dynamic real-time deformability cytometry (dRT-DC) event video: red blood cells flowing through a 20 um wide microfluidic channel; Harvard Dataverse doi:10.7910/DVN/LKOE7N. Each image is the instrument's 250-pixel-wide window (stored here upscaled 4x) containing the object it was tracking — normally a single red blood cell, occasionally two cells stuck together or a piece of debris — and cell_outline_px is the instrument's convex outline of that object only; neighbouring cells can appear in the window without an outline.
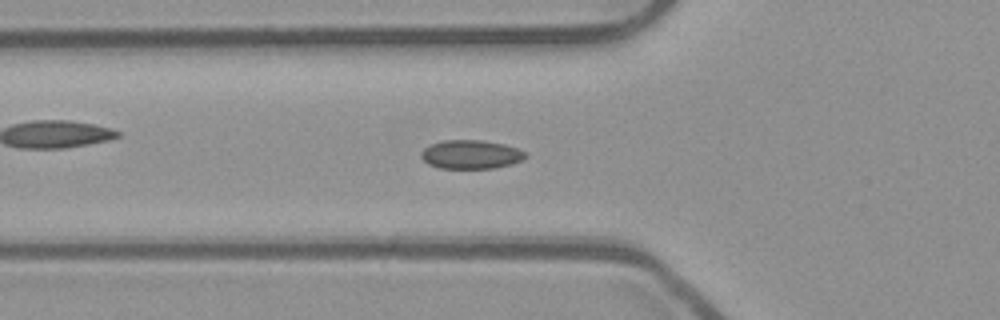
{"species": "common noctule bat (a hibernating species)", "species_latin": "Nyctalus noctula", "temperature_condition": "room temperature", "stored_images_in_passage": 37, "camera_frame_rate_fps": 3000, "um_per_image_px": 0.085, "animal": {"sex": "male", "body_mass_g": 23.1, "forearm_length_mm": 52.7}, "frame": {"image": 1, "passage_image": 11, "time_ms": 3.333, "image_size_px": [1000, 320], "cell_outline_px": [[528, 156], [512, 164], [492, 168], [440, 168], [428, 164], [420, 156], [420, 152], [424, 148], [432, 144], [444, 140], [480, 140], [504, 144], [516, 148], [524, 152]], "centroid_in_image_um": [40.0, 13.13], "position_along_channel_um": 85.8, "area_um2": 17.34}}
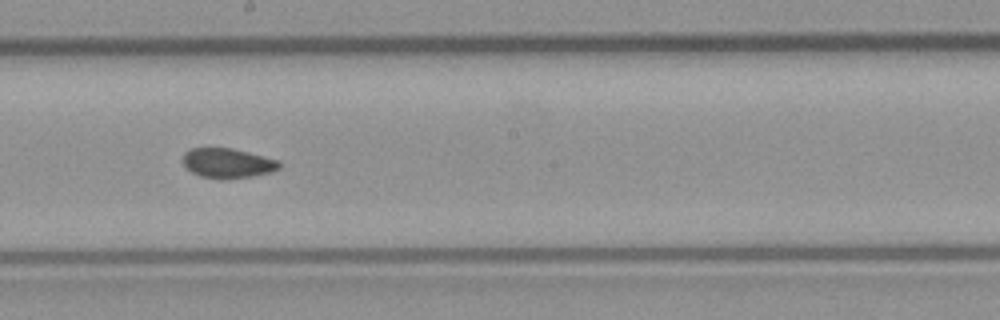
{"frame": {"image": 2, "passage_image": 22, "time_ms": 7.0, "image_size_px": [1000, 320], "cell_outline_px": [[280, 168], [272, 172], [252, 176], [220, 180], [200, 176], [192, 172], [180, 160], [184, 152], [192, 148], [232, 148], [280, 160]], "centroid_in_image_um": [19.34, 13.87], "position_along_channel_um": 228.9, "area_um2": 16.94}}
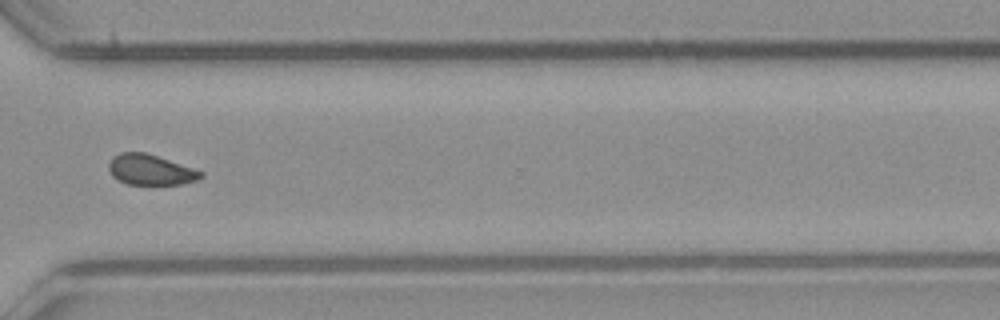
{"frame": {"image": 3, "passage_image": 32, "time_ms": 10.333, "image_size_px": [1000, 320], "cell_outline_px": [[204, 176], [196, 180], [180, 184], [128, 184], [112, 176], [108, 168], [108, 164], [112, 156], [120, 152], [144, 152], [204, 172]], "centroid_in_image_um": [12.76, 14.42], "position_along_channel_um": 357.8, "area_um2": 16.13}, "authors_computed_cell_mechanics": {"area_um2": 17.1666, "velocity_mm_per_s": 3.8703, "shape_relaxation_time_tau1_ms": null, "shape_relaxation_time_tau2_ms": 1.3057, "deformation_change_tau1": null, "deformation_change_tau2": 0.0648}}